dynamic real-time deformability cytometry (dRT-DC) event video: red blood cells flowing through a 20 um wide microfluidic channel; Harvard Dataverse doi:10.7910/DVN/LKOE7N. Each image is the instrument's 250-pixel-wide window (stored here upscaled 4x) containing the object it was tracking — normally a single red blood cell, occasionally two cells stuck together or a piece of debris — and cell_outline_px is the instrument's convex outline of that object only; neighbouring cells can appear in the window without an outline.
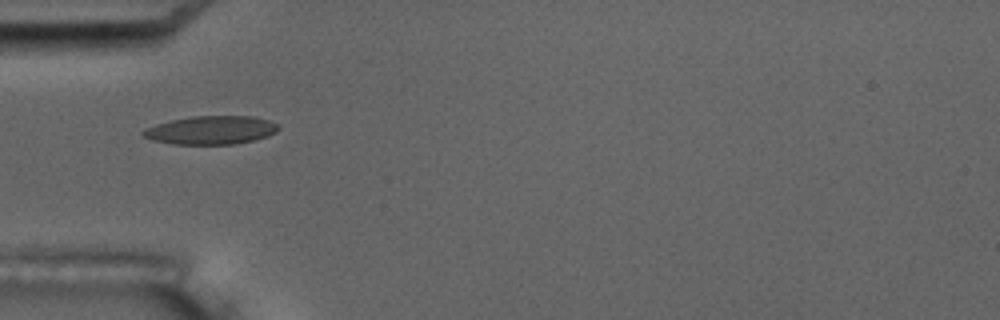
{"species": "common noctule bat (a hibernating species)", "species_latin": "Nyctalus noctula", "temperature_condition": "room temperature", "stored_images_in_passage": 3, "camera_frame_rate_fps": 3000, "um_per_image_px": 0.085, "animal": {"sex": "male", "body_mass_g": 17.5, "forearm_length_mm": 52.3}, "frame": {"image": 1, "passage_image": 2, "time_ms": 1.333, "image_size_px": [1000, 320], "cell_outline_px": [[280, 128], [276, 132], [268, 136], [252, 140], [232, 144], [172, 144], [152, 140], [144, 136], [140, 132], [144, 128], [156, 124], [172, 120], [192, 116], [252, 116], [268, 120], [280, 124]], "centroid_in_image_um": [17.94, 11.05], "position_along_channel_um": 67.1, "area_um2": 22.43}}